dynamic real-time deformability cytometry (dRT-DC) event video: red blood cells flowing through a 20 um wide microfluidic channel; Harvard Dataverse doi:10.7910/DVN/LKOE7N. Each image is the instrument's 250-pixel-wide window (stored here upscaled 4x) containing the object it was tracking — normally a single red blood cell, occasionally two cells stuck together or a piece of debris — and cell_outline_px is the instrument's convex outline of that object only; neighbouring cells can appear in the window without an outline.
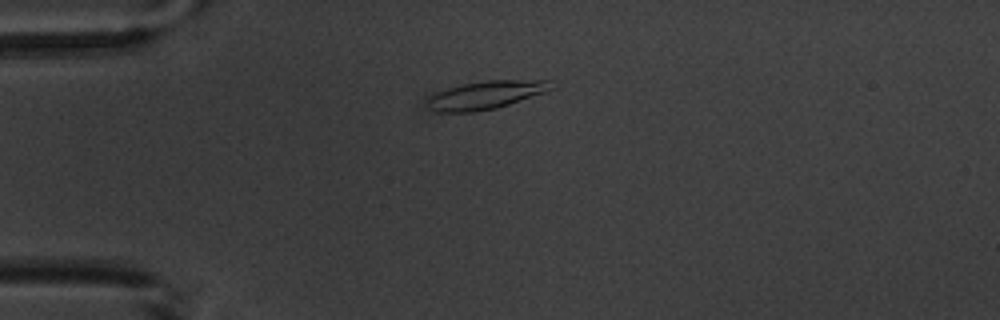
{"species": "common noctule bat (a hibernating species)", "species_latin": "Nyctalus noctula", "temperature_condition": "warm", "stored_images_in_passage": 11, "camera_frame_rate_fps": 3000, "um_per_image_px": 0.085, "animal": {"sex": "male", "body_mass_g": 20.1, "forearm_length_mm": 53.5}, "frame": {"image": 1, "passage_image": 1, "time_ms": 0.0, "image_size_px": [1000, 320], "cell_outline_px": [[552, 88], [544, 92], [496, 108], [472, 112], [436, 112], [428, 108], [428, 96], [436, 92], [448, 88], [464, 84], [488, 80], [552, 80]], "centroid_in_image_um": [41.25, 8.07], "position_along_channel_um": 43.7, "area_um2": 20.06}}
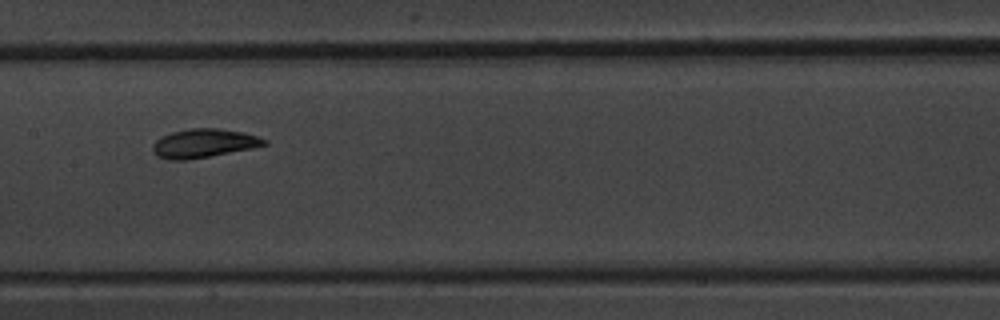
{"frame": {"image": 2, "passage_image": 5, "time_ms": 4.667, "image_size_px": [1000, 320], "cell_outline_px": [[268, 144], [252, 148], [208, 156], [184, 160], [168, 160], [156, 156], [152, 148], [152, 144], [156, 140], [172, 132], [188, 128], [220, 128], [244, 132], [268, 140]], "centroid_in_image_um": [17.31, 12.17], "position_along_channel_um": 190.1, "area_um2": 18.61}}
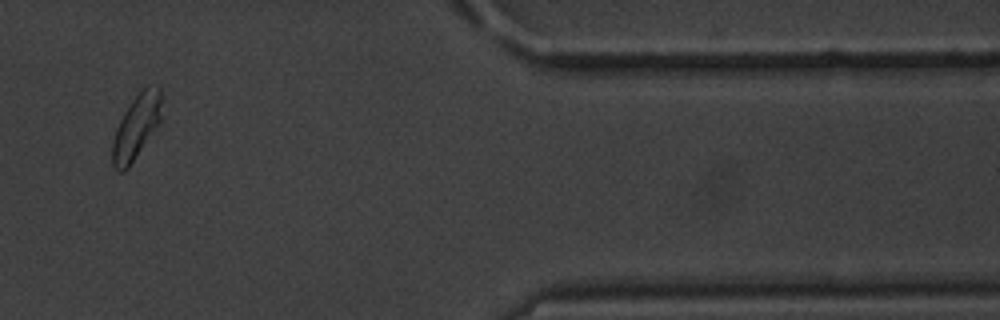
{"frame": {"image": 3, "passage_image": 10, "time_ms": 11.333, "image_size_px": [1000, 320], "cell_outline_px": [[164, 96], [160, 124], [128, 168], [124, 172], [116, 172], [112, 164], [112, 144], [120, 120], [124, 112], [132, 100], [144, 88], [160, 84]], "centroid_in_image_um": [11.65, 10.76], "position_along_channel_um": 399.8, "area_um2": 18.84}, "authors_computed_cell_mechanics": {"area_um2": 18.2648, "velocity_mm_per_s": 3.67, "shape_relaxation_time_tau1_ms": 3.5433, "shape_relaxation_time_tau2_ms": 1.176, "deformation_change_tau1": 0.1049, "deformation_change_tau2": 0.0387}}